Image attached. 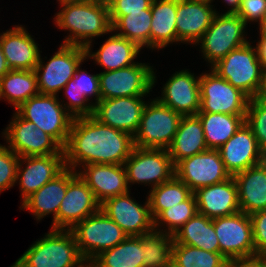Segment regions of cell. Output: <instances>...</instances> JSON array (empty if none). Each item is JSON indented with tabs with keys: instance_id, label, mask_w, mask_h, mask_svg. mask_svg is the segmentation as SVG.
I'll list each match as a JSON object with an SVG mask.
<instances>
[{
	"instance_id": "42",
	"label": "cell",
	"mask_w": 266,
	"mask_h": 267,
	"mask_svg": "<svg viewBox=\"0 0 266 267\" xmlns=\"http://www.w3.org/2000/svg\"><path fill=\"white\" fill-rule=\"evenodd\" d=\"M19 158L8 146L0 144V193L15 186Z\"/></svg>"
},
{
	"instance_id": "40",
	"label": "cell",
	"mask_w": 266,
	"mask_h": 267,
	"mask_svg": "<svg viewBox=\"0 0 266 267\" xmlns=\"http://www.w3.org/2000/svg\"><path fill=\"white\" fill-rule=\"evenodd\" d=\"M197 212L196 199L194 194H192L187 200L178 203L169 209L163 210L154 219V230L173 236V234ZM164 225H166V227ZM159 227H165L164 231Z\"/></svg>"
},
{
	"instance_id": "5",
	"label": "cell",
	"mask_w": 266,
	"mask_h": 267,
	"mask_svg": "<svg viewBox=\"0 0 266 267\" xmlns=\"http://www.w3.org/2000/svg\"><path fill=\"white\" fill-rule=\"evenodd\" d=\"M250 43L230 51L210 68L252 99L260 88L263 69L256 47Z\"/></svg>"
},
{
	"instance_id": "2",
	"label": "cell",
	"mask_w": 266,
	"mask_h": 267,
	"mask_svg": "<svg viewBox=\"0 0 266 267\" xmlns=\"http://www.w3.org/2000/svg\"><path fill=\"white\" fill-rule=\"evenodd\" d=\"M61 10L55 14V25L69 31L63 44L92 47V38L112 32L108 4L104 0L59 2Z\"/></svg>"
},
{
	"instance_id": "31",
	"label": "cell",
	"mask_w": 266,
	"mask_h": 267,
	"mask_svg": "<svg viewBox=\"0 0 266 267\" xmlns=\"http://www.w3.org/2000/svg\"><path fill=\"white\" fill-rule=\"evenodd\" d=\"M177 0H153L151 5L150 48L163 49L177 43Z\"/></svg>"
},
{
	"instance_id": "49",
	"label": "cell",
	"mask_w": 266,
	"mask_h": 267,
	"mask_svg": "<svg viewBox=\"0 0 266 267\" xmlns=\"http://www.w3.org/2000/svg\"><path fill=\"white\" fill-rule=\"evenodd\" d=\"M11 69L9 68L5 55L3 54L2 47L0 45V78H2Z\"/></svg>"
},
{
	"instance_id": "44",
	"label": "cell",
	"mask_w": 266,
	"mask_h": 267,
	"mask_svg": "<svg viewBox=\"0 0 266 267\" xmlns=\"http://www.w3.org/2000/svg\"><path fill=\"white\" fill-rule=\"evenodd\" d=\"M243 21L260 22L266 15V1L265 0H241L239 8L235 12Z\"/></svg>"
},
{
	"instance_id": "45",
	"label": "cell",
	"mask_w": 266,
	"mask_h": 267,
	"mask_svg": "<svg viewBox=\"0 0 266 267\" xmlns=\"http://www.w3.org/2000/svg\"><path fill=\"white\" fill-rule=\"evenodd\" d=\"M256 255L266 249V210L250 215Z\"/></svg>"
},
{
	"instance_id": "26",
	"label": "cell",
	"mask_w": 266,
	"mask_h": 267,
	"mask_svg": "<svg viewBox=\"0 0 266 267\" xmlns=\"http://www.w3.org/2000/svg\"><path fill=\"white\" fill-rule=\"evenodd\" d=\"M23 25H17L0 34V45L11 70H34L40 50L34 38Z\"/></svg>"
},
{
	"instance_id": "28",
	"label": "cell",
	"mask_w": 266,
	"mask_h": 267,
	"mask_svg": "<svg viewBox=\"0 0 266 267\" xmlns=\"http://www.w3.org/2000/svg\"><path fill=\"white\" fill-rule=\"evenodd\" d=\"M240 210L247 215L266 210V160L233 175Z\"/></svg>"
},
{
	"instance_id": "37",
	"label": "cell",
	"mask_w": 266,
	"mask_h": 267,
	"mask_svg": "<svg viewBox=\"0 0 266 267\" xmlns=\"http://www.w3.org/2000/svg\"><path fill=\"white\" fill-rule=\"evenodd\" d=\"M151 9L119 17L112 24V32L136 43L141 49L150 48Z\"/></svg>"
},
{
	"instance_id": "35",
	"label": "cell",
	"mask_w": 266,
	"mask_h": 267,
	"mask_svg": "<svg viewBox=\"0 0 266 267\" xmlns=\"http://www.w3.org/2000/svg\"><path fill=\"white\" fill-rule=\"evenodd\" d=\"M91 262L93 267H143L142 235L128 236L113 248L102 251Z\"/></svg>"
},
{
	"instance_id": "1",
	"label": "cell",
	"mask_w": 266,
	"mask_h": 267,
	"mask_svg": "<svg viewBox=\"0 0 266 267\" xmlns=\"http://www.w3.org/2000/svg\"><path fill=\"white\" fill-rule=\"evenodd\" d=\"M134 148V137L100 123L93 116L72 121L64 151L65 166L75 171L88 164L123 165Z\"/></svg>"
},
{
	"instance_id": "55",
	"label": "cell",
	"mask_w": 266,
	"mask_h": 267,
	"mask_svg": "<svg viewBox=\"0 0 266 267\" xmlns=\"http://www.w3.org/2000/svg\"><path fill=\"white\" fill-rule=\"evenodd\" d=\"M58 2H65V1H83V0H57Z\"/></svg>"
},
{
	"instance_id": "32",
	"label": "cell",
	"mask_w": 266,
	"mask_h": 267,
	"mask_svg": "<svg viewBox=\"0 0 266 267\" xmlns=\"http://www.w3.org/2000/svg\"><path fill=\"white\" fill-rule=\"evenodd\" d=\"M173 244H185L220 253L212 219L198 212L173 234Z\"/></svg>"
},
{
	"instance_id": "18",
	"label": "cell",
	"mask_w": 266,
	"mask_h": 267,
	"mask_svg": "<svg viewBox=\"0 0 266 267\" xmlns=\"http://www.w3.org/2000/svg\"><path fill=\"white\" fill-rule=\"evenodd\" d=\"M23 163L25 164L24 168L22 167ZM65 168L64 154L20 157L16 183L19 181L22 202L44 184L54 179Z\"/></svg>"
},
{
	"instance_id": "38",
	"label": "cell",
	"mask_w": 266,
	"mask_h": 267,
	"mask_svg": "<svg viewBox=\"0 0 266 267\" xmlns=\"http://www.w3.org/2000/svg\"><path fill=\"white\" fill-rule=\"evenodd\" d=\"M173 236L153 230L142 235L143 267L172 266Z\"/></svg>"
},
{
	"instance_id": "30",
	"label": "cell",
	"mask_w": 266,
	"mask_h": 267,
	"mask_svg": "<svg viewBox=\"0 0 266 267\" xmlns=\"http://www.w3.org/2000/svg\"><path fill=\"white\" fill-rule=\"evenodd\" d=\"M167 150L174 166L185 158L208 150L203 127L197 115L182 116Z\"/></svg>"
},
{
	"instance_id": "22",
	"label": "cell",
	"mask_w": 266,
	"mask_h": 267,
	"mask_svg": "<svg viewBox=\"0 0 266 267\" xmlns=\"http://www.w3.org/2000/svg\"><path fill=\"white\" fill-rule=\"evenodd\" d=\"M211 3L202 0H177V42L197 46L217 13Z\"/></svg>"
},
{
	"instance_id": "27",
	"label": "cell",
	"mask_w": 266,
	"mask_h": 267,
	"mask_svg": "<svg viewBox=\"0 0 266 267\" xmlns=\"http://www.w3.org/2000/svg\"><path fill=\"white\" fill-rule=\"evenodd\" d=\"M80 67L79 65L74 77L63 88L65 98L69 100L63 106L74 118L93 116L94 105L101 100L99 74L91 75ZM92 96H95V102L90 104L89 97Z\"/></svg>"
},
{
	"instance_id": "51",
	"label": "cell",
	"mask_w": 266,
	"mask_h": 267,
	"mask_svg": "<svg viewBox=\"0 0 266 267\" xmlns=\"http://www.w3.org/2000/svg\"><path fill=\"white\" fill-rule=\"evenodd\" d=\"M259 39H266V15L259 22Z\"/></svg>"
},
{
	"instance_id": "24",
	"label": "cell",
	"mask_w": 266,
	"mask_h": 267,
	"mask_svg": "<svg viewBox=\"0 0 266 267\" xmlns=\"http://www.w3.org/2000/svg\"><path fill=\"white\" fill-rule=\"evenodd\" d=\"M193 194L198 213L209 219L230 216L241 211L233 176L223 182L199 188Z\"/></svg>"
},
{
	"instance_id": "23",
	"label": "cell",
	"mask_w": 266,
	"mask_h": 267,
	"mask_svg": "<svg viewBox=\"0 0 266 267\" xmlns=\"http://www.w3.org/2000/svg\"><path fill=\"white\" fill-rule=\"evenodd\" d=\"M76 172L93 191L100 204L111 197L130 191L124 165L88 164L82 166V171Z\"/></svg>"
},
{
	"instance_id": "54",
	"label": "cell",
	"mask_w": 266,
	"mask_h": 267,
	"mask_svg": "<svg viewBox=\"0 0 266 267\" xmlns=\"http://www.w3.org/2000/svg\"><path fill=\"white\" fill-rule=\"evenodd\" d=\"M11 267H24V265L17 259Z\"/></svg>"
},
{
	"instance_id": "34",
	"label": "cell",
	"mask_w": 266,
	"mask_h": 267,
	"mask_svg": "<svg viewBox=\"0 0 266 267\" xmlns=\"http://www.w3.org/2000/svg\"><path fill=\"white\" fill-rule=\"evenodd\" d=\"M38 94L34 70H10L0 78V100L6 99L15 110Z\"/></svg>"
},
{
	"instance_id": "12",
	"label": "cell",
	"mask_w": 266,
	"mask_h": 267,
	"mask_svg": "<svg viewBox=\"0 0 266 267\" xmlns=\"http://www.w3.org/2000/svg\"><path fill=\"white\" fill-rule=\"evenodd\" d=\"M200 75V111L246 115L249 98L212 69Z\"/></svg>"
},
{
	"instance_id": "9",
	"label": "cell",
	"mask_w": 266,
	"mask_h": 267,
	"mask_svg": "<svg viewBox=\"0 0 266 267\" xmlns=\"http://www.w3.org/2000/svg\"><path fill=\"white\" fill-rule=\"evenodd\" d=\"M84 47L61 44L58 51L44 64L39 61L34 69L40 94L57 95L72 79L76 69L86 60Z\"/></svg>"
},
{
	"instance_id": "4",
	"label": "cell",
	"mask_w": 266,
	"mask_h": 267,
	"mask_svg": "<svg viewBox=\"0 0 266 267\" xmlns=\"http://www.w3.org/2000/svg\"><path fill=\"white\" fill-rule=\"evenodd\" d=\"M15 111L65 147L74 117L65 109L58 95L39 93Z\"/></svg>"
},
{
	"instance_id": "43",
	"label": "cell",
	"mask_w": 266,
	"mask_h": 267,
	"mask_svg": "<svg viewBox=\"0 0 266 267\" xmlns=\"http://www.w3.org/2000/svg\"><path fill=\"white\" fill-rule=\"evenodd\" d=\"M153 0H108L111 25L121 16L151 9Z\"/></svg>"
},
{
	"instance_id": "16",
	"label": "cell",
	"mask_w": 266,
	"mask_h": 267,
	"mask_svg": "<svg viewBox=\"0 0 266 267\" xmlns=\"http://www.w3.org/2000/svg\"><path fill=\"white\" fill-rule=\"evenodd\" d=\"M142 205L130 196V191L105 200L100 209L128 236H141L154 230L148 197Z\"/></svg>"
},
{
	"instance_id": "17",
	"label": "cell",
	"mask_w": 266,
	"mask_h": 267,
	"mask_svg": "<svg viewBox=\"0 0 266 267\" xmlns=\"http://www.w3.org/2000/svg\"><path fill=\"white\" fill-rule=\"evenodd\" d=\"M144 96L101 99L94 105L93 117L100 123L134 137L140 126L146 101Z\"/></svg>"
},
{
	"instance_id": "10",
	"label": "cell",
	"mask_w": 266,
	"mask_h": 267,
	"mask_svg": "<svg viewBox=\"0 0 266 267\" xmlns=\"http://www.w3.org/2000/svg\"><path fill=\"white\" fill-rule=\"evenodd\" d=\"M156 72L147 63L133 64L118 70L99 73L101 99L150 94L156 81Z\"/></svg>"
},
{
	"instance_id": "29",
	"label": "cell",
	"mask_w": 266,
	"mask_h": 267,
	"mask_svg": "<svg viewBox=\"0 0 266 267\" xmlns=\"http://www.w3.org/2000/svg\"><path fill=\"white\" fill-rule=\"evenodd\" d=\"M85 50L87 59L92 58L106 71H112L136 64L134 59L138 57L141 48L125 37L112 33L97 52H92L91 48Z\"/></svg>"
},
{
	"instance_id": "7",
	"label": "cell",
	"mask_w": 266,
	"mask_h": 267,
	"mask_svg": "<svg viewBox=\"0 0 266 267\" xmlns=\"http://www.w3.org/2000/svg\"><path fill=\"white\" fill-rule=\"evenodd\" d=\"M182 116L156 98L146 103L134 147L168 149L178 130Z\"/></svg>"
},
{
	"instance_id": "39",
	"label": "cell",
	"mask_w": 266,
	"mask_h": 267,
	"mask_svg": "<svg viewBox=\"0 0 266 267\" xmlns=\"http://www.w3.org/2000/svg\"><path fill=\"white\" fill-rule=\"evenodd\" d=\"M227 261L221 253L185 244H172L173 267H226Z\"/></svg>"
},
{
	"instance_id": "41",
	"label": "cell",
	"mask_w": 266,
	"mask_h": 267,
	"mask_svg": "<svg viewBox=\"0 0 266 267\" xmlns=\"http://www.w3.org/2000/svg\"><path fill=\"white\" fill-rule=\"evenodd\" d=\"M245 123L250 127L260 150L266 156V102L256 98L249 99Z\"/></svg>"
},
{
	"instance_id": "48",
	"label": "cell",
	"mask_w": 266,
	"mask_h": 267,
	"mask_svg": "<svg viewBox=\"0 0 266 267\" xmlns=\"http://www.w3.org/2000/svg\"><path fill=\"white\" fill-rule=\"evenodd\" d=\"M254 98L266 102V69L262 71L260 88Z\"/></svg>"
},
{
	"instance_id": "50",
	"label": "cell",
	"mask_w": 266,
	"mask_h": 267,
	"mask_svg": "<svg viewBox=\"0 0 266 267\" xmlns=\"http://www.w3.org/2000/svg\"><path fill=\"white\" fill-rule=\"evenodd\" d=\"M224 2L230 6L226 13H235L239 8L241 0H224Z\"/></svg>"
},
{
	"instance_id": "47",
	"label": "cell",
	"mask_w": 266,
	"mask_h": 267,
	"mask_svg": "<svg viewBox=\"0 0 266 267\" xmlns=\"http://www.w3.org/2000/svg\"><path fill=\"white\" fill-rule=\"evenodd\" d=\"M258 59L261 62L262 69H266V39H259L256 44Z\"/></svg>"
},
{
	"instance_id": "11",
	"label": "cell",
	"mask_w": 266,
	"mask_h": 267,
	"mask_svg": "<svg viewBox=\"0 0 266 267\" xmlns=\"http://www.w3.org/2000/svg\"><path fill=\"white\" fill-rule=\"evenodd\" d=\"M128 186L151 185V189L175 175L174 165L166 149L134 147L124 162Z\"/></svg>"
},
{
	"instance_id": "46",
	"label": "cell",
	"mask_w": 266,
	"mask_h": 267,
	"mask_svg": "<svg viewBox=\"0 0 266 267\" xmlns=\"http://www.w3.org/2000/svg\"><path fill=\"white\" fill-rule=\"evenodd\" d=\"M226 267H266V265L263 259L256 255L254 257L228 260Z\"/></svg>"
},
{
	"instance_id": "52",
	"label": "cell",
	"mask_w": 266,
	"mask_h": 267,
	"mask_svg": "<svg viewBox=\"0 0 266 267\" xmlns=\"http://www.w3.org/2000/svg\"><path fill=\"white\" fill-rule=\"evenodd\" d=\"M75 267H93V265L91 261L83 260L78 266Z\"/></svg>"
},
{
	"instance_id": "36",
	"label": "cell",
	"mask_w": 266,
	"mask_h": 267,
	"mask_svg": "<svg viewBox=\"0 0 266 267\" xmlns=\"http://www.w3.org/2000/svg\"><path fill=\"white\" fill-rule=\"evenodd\" d=\"M148 200L154 220L163 210L187 200L193 192L175 175L168 181L150 189Z\"/></svg>"
},
{
	"instance_id": "15",
	"label": "cell",
	"mask_w": 266,
	"mask_h": 267,
	"mask_svg": "<svg viewBox=\"0 0 266 267\" xmlns=\"http://www.w3.org/2000/svg\"><path fill=\"white\" fill-rule=\"evenodd\" d=\"M174 169L175 176L185 183L192 192L223 182L231 177L224 166L219 151L213 149L179 161Z\"/></svg>"
},
{
	"instance_id": "13",
	"label": "cell",
	"mask_w": 266,
	"mask_h": 267,
	"mask_svg": "<svg viewBox=\"0 0 266 267\" xmlns=\"http://www.w3.org/2000/svg\"><path fill=\"white\" fill-rule=\"evenodd\" d=\"M7 128L2 132L8 147L19 157L64 154L63 147L36 125L13 114Z\"/></svg>"
},
{
	"instance_id": "20",
	"label": "cell",
	"mask_w": 266,
	"mask_h": 267,
	"mask_svg": "<svg viewBox=\"0 0 266 267\" xmlns=\"http://www.w3.org/2000/svg\"><path fill=\"white\" fill-rule=\"evenodd\" d=\"M218 151L231 176L266 160L254 134L245 122Z\"/></svg>"
},
{
	"instance_id": "19",
	"label": "cell",
	"mask_w": 266,
	"mask_h": 267,
	"mask_svg": "<svg viewBox=\"0 0 266 267\" xmlns=\"http://www.w3.org/2000/svg\"><path fill=\"white\" fill-rule=\"evenodd\" d=\"M93 191L77 174L67 185V192L56 216V229L71 230L78 222L100 210Z\"/></svg>"
},
{
	"instance_id": "8",
	"label": "cell",
	"mask_w": 266,
	"mask_h": 267,
	"mask_svg": "<svg viewBox=\"0 0 266 267\" xmlns=\"http://www.w3.org/2000/svg\"><path fill=\"white\" fill-rule=\"evenodd\" d=\"M71 231L84 260L92 261L102 251L113 248L128 235L101 209L78 222Z\"/></svg>"
},
{
	"instance_id": "56",
	"label": "cell",
	"mask_w": 266,
	"mask_h": 267,
	"mask_svg": "<svg viewBox=\"0 0 266 267\" xmlns=\"http://www.w3.org/2000/svg\"><path fill=\"white\" fill-rule=\"evenodd\" d=\"M202 1H208V2H213L214 0H202Z\"/></svg>"
},
{
	"instance_id": "3",
	"label": "cell",
	"mask_w": 266,
	"mask_h": 267,
	"mask_svg": "<svg viewBox=\"0 0 266 267\" xmlns=\"http://www.w3.org/2000/svg\"><path fill=\"white\" fill-rule=\"evenodd\" d=\"M18 260L24 267H75L81 256L71 230L51 229L35 241Z\"/></svg>"
},
{
	"instance_id": "33",
	"label": "cell",
	"mask_w": 266,
	"mask_h": 267,
	"mask_svg": "<svg viewBox=\"0 0 266 267\" xmlns=\"http://www.w3.org/2000/svg\"><path fill=\"white\" fill-rule=\"evenodd\" d=\"M202 124L206 146L218 150L245 122V115L198 112Z\"/></svg>"
},
{
	"instance_id": "53",
	"label": "cell",
	"mask_w": 266,
	"mask_h": 267,
	"mask_svg": "<svg viewBox=\"0 0 266 267\" xmlns=\"http://www.w3.org/2000/svg\"><path fill=\"white\" fill-rule=\"evenodd\" d=\"M259 256L263 259L265 265H266V249H264Z\"/></svg>"
},
{
	"instance_id": "6",
	"label": "cell",
	"mask_w": 266,
	"mask_h": 267,
	"mask_svg": "<svg viewBox=\"0 0 266 267\" xmlns=\"http://www.w3.org/2000/svg\"><path fill=\"white\" fill-rule=\"evenodd\" d=\"M247 24L235 13H216L212 23L197 44L202 49L203 59L212 67L230 51L249 42L245 36Z\"/></svg>"
},
{
	"instance_id": "25",
	"label": "cell",
	"mask_w": 266,
	"mask_h": 267,
	"mask_svg": "<svg viewBox=\"0 0 266 267\" xmlns=\"http://www.w3.org/2000/svg\"><path fill=\"white\" fill-rule=\"evenodd\" d=\"M76 175L75 170L66 167L54 179L26 198L20 209L30 211L39 221L46 215L53 214L51 229H56V216L67 192V185Z\"/></svg>"
},
{
	"instance_id": "21",
	"label": "cell",
	"mask_w": 266,
	"mask_h": 267,
	"mask_svg": "<svg viewBox=\"0 0 266 267\" xmlns=\"http://www.w3.org/2000/svg\"><path fill=\"white\" fill-rule=\"evenodd\" d=\"M187 69L176 71L156 99L181 116L196 115L200 111V76Z\"/></svg>"
},
{
	"instance_id": "14",
	"label": "cell",
	"mask_w": 266,
	"mask_h": 267,
	"mask_svg": "<svg viewBox=\"0 0 266 267\" xmlns=\"http://www.w3.org/2000/svg\"><path fill=\"white\" fill-rule=\"evenodd\" d=\"M212 222L220 253L227 260L256 256L249 215L240 211L230 216L212 219Z\"/></svg>"
}]
</instances>
